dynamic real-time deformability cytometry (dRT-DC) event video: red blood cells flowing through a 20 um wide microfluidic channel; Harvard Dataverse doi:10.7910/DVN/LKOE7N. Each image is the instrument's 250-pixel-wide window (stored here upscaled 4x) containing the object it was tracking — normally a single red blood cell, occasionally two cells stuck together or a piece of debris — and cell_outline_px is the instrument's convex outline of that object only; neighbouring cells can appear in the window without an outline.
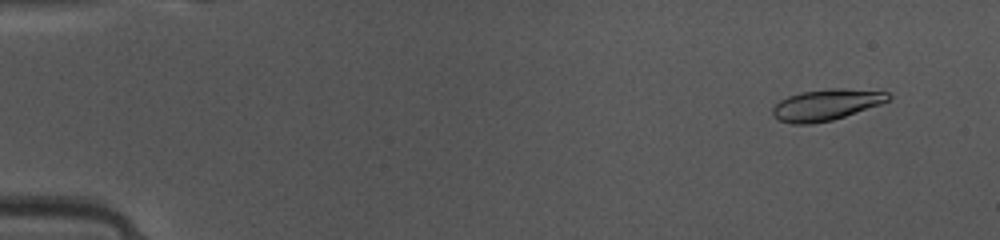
{"species": "common noctule bat (a hibernating species)", "species_latin": "Nyctalus noctula", "temperature_condition": "warm", "stored_images_in_passage": 48, "camera_frame_rate_fps": 3000, "um_per_image_px": 0.085, "animal": {"sex": "female", "body_mass_g": 10.0, "forearm_length_mm": 53.1}, "frame": {"image": 1, "passage_image": 4, "time_ms": 1.0, "image_size_px": [1000, 240], "cell_outline_px": [[892, 96], [888, 100], [880, 104], [832, 120], [812, 124], [792, 124], [780, 120], [772, 116], [772, 108], [780, 100], [788, 96], [800, 92], [832, 88], [840, 88], [888, 92]], "centroid_in_image_um": [70.19, 8.91], "position_along_channel_um": 14.8, "area_um2": 20.87}}
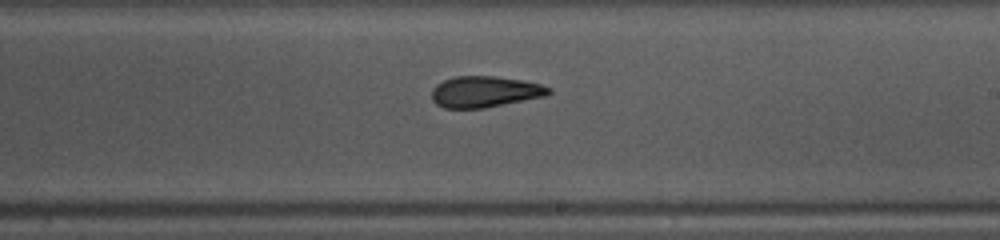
{"frame": {"image": 2, "passage_image": 29, "time_ms": 9.333, "image_size_px": [1000, 240], "cell_outline_px": [[552, 92], [548, 96], [484, 108], [444, 108], [436, 104], [432, 100], [432, 88], [436, 84], [444, 80], [456, 76], [496, 76], [524, 80], [540, 84], [552, 88]], "centroid_in_image_um": [41.24, 7.8], "position_along_channel_um": 247.8, "area_um2": 21.5}}
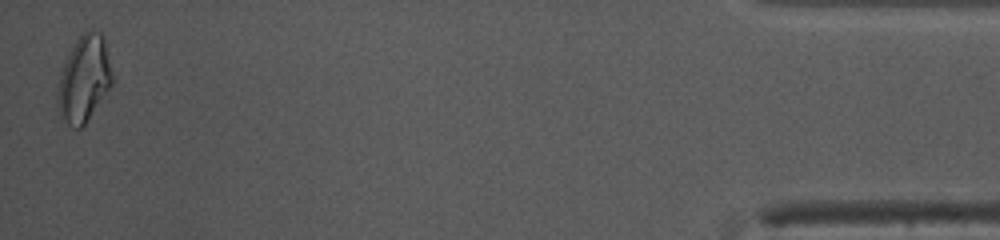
{"frame": {"image": 3, "passage_image": 48, "time_ms": 15.667, "image_size_px": [1000, 240], "cell_outline_px": [[112, 84], [84, 124], [80, 128], [72, 128], [60, 116], [56, 104], [56, 92], [60, 72], [76, 40], [84, 32], [100, 32], [104, 36], [112, 72]], "centroid_in_image_um": [7.12, 6.73], "position_along_channel_um": 428.1, "area_um2": 27.11}, "authors_computed_cell_mechanics": {"area_um2": 21.5016, "velocity_mm_per_s": 4.1348, "shape_relaxation_time_tau1_ms": 6.98, "shape_relaxation_time_tau2_ms": 2.1463, "deformation_change_tau1": 0.1941, "deformation_change_tau2": 0.0816}}